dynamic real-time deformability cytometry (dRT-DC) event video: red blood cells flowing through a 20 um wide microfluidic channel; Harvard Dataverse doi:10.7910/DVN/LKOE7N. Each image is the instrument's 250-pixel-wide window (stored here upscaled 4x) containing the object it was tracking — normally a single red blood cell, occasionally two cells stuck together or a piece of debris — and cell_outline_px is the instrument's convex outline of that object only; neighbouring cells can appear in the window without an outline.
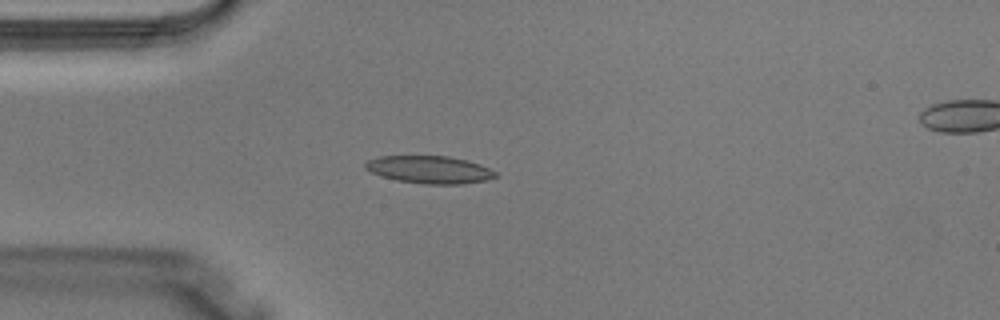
{"species": "Egyptian fruit bat (a non-hibernating species)", "species_latin": "Rousettus aegyptiacus", "temperature_condition": "warm", "stored_images_in_passage": 3, "camera_frame_rate_fps": 3000, "um_per_image_px": 0.085, "animal": {"sex": "male"}, "frame": {"image": 1, "passage_image": 2, "time_ms": 0.333, "image_size_px": [1000, 320], "cell_outline_px": [[500, 176], [488, 180], [464, 184], [424, 184], [396, 180], [380, 176], [364, 168], [364, 164], [368, 160], [380, 156], [448, 156], [468, 160], [480, 164], [496, 172]], "centroid_in_image_um": [36.54, 14.42], "position_along_channel_um": 48.5, "area_um2": 21.1}}